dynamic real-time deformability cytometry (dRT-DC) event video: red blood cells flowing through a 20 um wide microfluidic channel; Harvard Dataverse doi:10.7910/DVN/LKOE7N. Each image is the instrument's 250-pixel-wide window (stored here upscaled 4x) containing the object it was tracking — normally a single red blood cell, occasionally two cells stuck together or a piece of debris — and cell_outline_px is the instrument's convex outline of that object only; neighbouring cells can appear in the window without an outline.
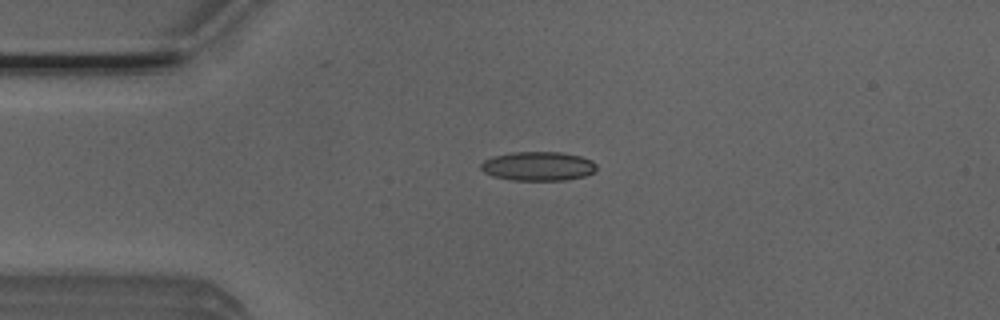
{"species": "Egyptian fruit bat (a non-hibernating species)", "species_latin": "Rousettus aegyptiacus", "temperature_condition": "room temperature", "stored_images_in_passage": 1, "camera_frame_rate_fps": 3000, "um_per_image_px": 0.085, "animal": {"sex": "male"}, "frame": {"image": 1, "passage_image": 1, "time_ms": 0.0, "image_size_px": [1000, 320], "cell_outline_px": [[596, 168], [592, 172], [584, 176], [564, 180], [512, 180], [492, 176], [484, 172], [480, 168], [480, 164], [484, 160], [492, 156], [512, 152], [560, 152], [580, 156], [592, 160], [596, 164]], "centroid_in_image_um": [45.7, 14.12], "position_along_channel_um": 39.3, "area_um2": 19.59}}